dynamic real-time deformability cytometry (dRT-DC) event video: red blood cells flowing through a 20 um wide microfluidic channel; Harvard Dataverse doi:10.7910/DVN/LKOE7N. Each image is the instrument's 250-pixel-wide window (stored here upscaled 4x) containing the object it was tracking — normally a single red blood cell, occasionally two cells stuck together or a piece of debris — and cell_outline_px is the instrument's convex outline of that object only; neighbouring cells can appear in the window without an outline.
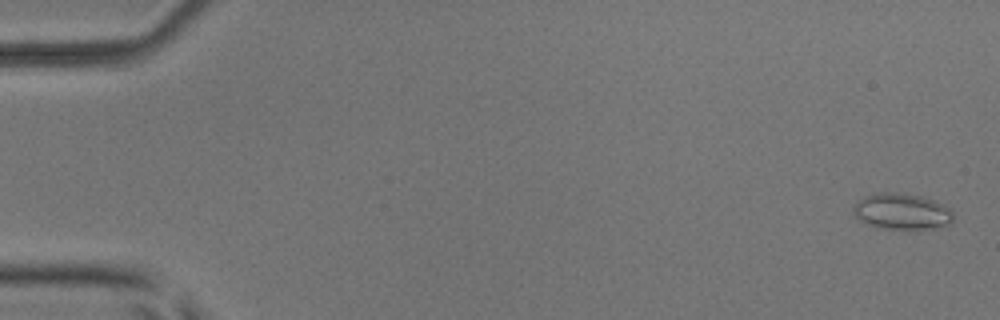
{"species": "common noctule bat (a hibernating species)", "species_latin": "Nyctalus noctula", "temperature_condition": "room temperature", "stored_images_in_passage": 6, "camera_frame_rate_fps": 3000, "um_per_image_px": 0.085, "animal": {"sex": "male", "body_mass_g": 17.9, "forearm_length_mm": 54.2}, "frame": {"image": 1, "passage_image": 1, "time_ms": 0.0, "image_size_px": [1000, 320], "cell_outline_px": [[952, 220], [948, 224], [936, 228], [912, 232], [908, 232], [876, 228], [860, 220], [852, 212], [852, 204], [864, 196], [872, 192], [896, 192], [924, 196], [936, 200], [944, 204], [952, 212]], "centroid_in_image_um": [76.63, 18.0], "position_along_channel_um": 8.4, "area_um2": 22.2}}
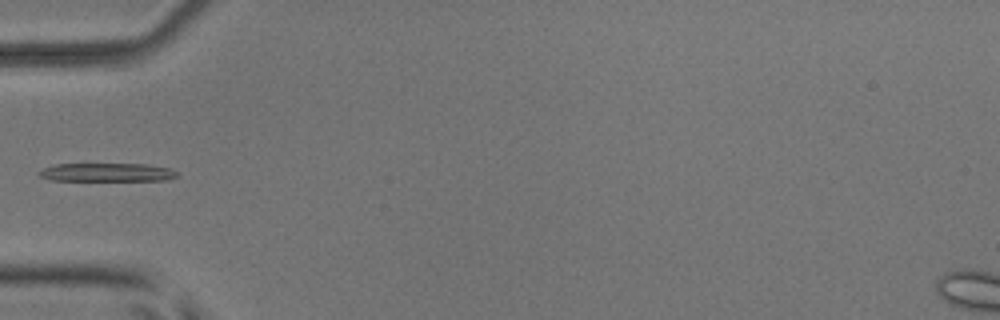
{"frame": {"image": 2, "passage_image": 6, "time_ms": 1.667, "image_size_px": [1000, 320], "cell_outline_px": [[176, 176], [168, 180], [52, 180], [40, 176], [36, 172], [44, 168], [56, 164], [148, 164], [168, 168], [176, 172]], "centroid_in_image_um": [9.06, 14.64], "position_along_channel_um": 75.9, "area_um2": 14.57}}